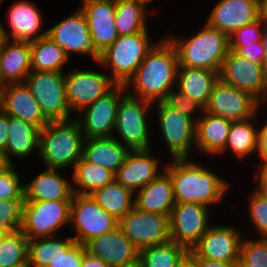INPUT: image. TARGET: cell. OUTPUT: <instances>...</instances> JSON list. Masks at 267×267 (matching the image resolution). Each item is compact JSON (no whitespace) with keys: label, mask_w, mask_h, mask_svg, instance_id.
I'll return each instance as SVG.
<instances>
[{"label":"cell","mask_w":267,"mask_h":267,"mask_svg":"<svg viewBox=\"0 0 267 267\" xmlns=\"http://www.w3.org/2000/svg\"><path fill=\"white\" fill-rule=\"evenodd\" d=\"M219 78L229 85L251 93L260 102L267 100V74L262 63L252 62L229 50Z\"/></svg>","instance_id":"obj_16"},{"label":"cell","mask_w":267,"mask_h":267,"mask_svg":"<svg viewBox=\"0 0 267 267\" xmlns=\"http://www.w3.org/2000/svg\"><path fill=\"white\" fill-rule=\"evenodd\" d=\"M257 115L246 120L232 121L230 132L227 137L226 146L219 154L227 150L233 152L240 159L257 152L258 148V128L254 124Z\"/></svg>","instance_id":"obj_36"},{"label":"cell","mask_w":267,"mask_h":267,"mask_svg":"<svg viewBox=\"0 0 267 267\" xmlns=\"http://www.w3.org/2000/svg\"><path fill=\"white\" fill-rule=\"evenodd\" d=\"M238 263L239 267H267V238L242 239Z\"/></svg>","instance_id":"obj_40"},{"label":"cell","mask_w":267,"mask_h":267,"mask_svg":"<svg viewBox=\"0 0 267 267\" xmlns=\"http://www.w3.org/2000/svg\"><path fill=\"white\" fill-rule=\"evenodd\" d=\"M8 23L11 28L9 34L0 22V38L4 40L34 42L47 36V30L39 33L42 28V16L40 11L29 1L15 2L8 10ZM11 35V36H10ZM34 36V37H33Z\"/></svg>","instance_id":"obj_22"},{"label":"cell","mask_w":267,"mask_h":267,"mask_svg":"<svg viewBox=\"0 0 267 267\" xmlns=\"http://www.w3.org/2000/svg\"><path fill=\"white\" fill-rule=\"evenodd\" d=\"M232 121L203 112L196 121L195 147L205 155L220 154L225 146Z\"/></svg>","instance_id":"obj_28"},{"label":"cell","mask_w":267,"mask_h":267,"mask_svg":"<svg viewBox=\"0 0 267 267\" xmlns=\"http://www.w3.org/2000/svg\"><path fill=\"white\" fill-rule=\"evenodd\" d=\"M189 250L169 240L166 243L139 250L141 267H178L188 256Z\"/></svg>","instance_id":"obj_38"},{"label":"cell","mask_w":267,"mask_h":267,"mask_svg":"<svg viewBox=\"0 0 267 267\" xmlns=\"http://www.w3.org/2000/svg\"><path fill=\"white\" fill-rule=\"evenodd\" d=\"M188 256L195 262L196 267H239L238 261L220 262L197 257L191 250Z\"/></svg>","instance_id":"obj_49"},{"label":"cell","mask_w":267,"mask_h":267,"mask_svg":"<svg viewBox=\"0 0 267 267\" xmlns=\"http://www.w3.org/2000/svg\"><path fill=\"white\" fill-rule=\"evenodd\" d=\"M258 154L261 158L259 168H267V122L258 129Z\"/></svg>","instance_id":"obj_48"},{"label":"cell","mask_w":267,"mask_h":267,"mask_svg":"<svg viewBox=\"0 0 267 267\" xmlns=\"http://www.w3.org/2000/svg\"><path fill=\"white\" fill-rule=\"evenodd\" d=\"M264 24L260 20L244 25L236 30L230 37V47H246L261 41Z\"/></svg>","instance_id":"obj_45"},{"label":"cell","mask_w":267,"mask_h":267,"mask_svg":"<svg viewBox=\"0 0 267 267\" xmlns=\"http://www.w3.org/2000/svg\"><path fill=\"white\" fill-rule=\"evenodd\" d=\"M90 195L99 206L118 221L134 207V193L115 180Z\"/></svg>","instance_id":"obj_32"},{"label":"cell","mask_w":267,"mask_h":267,"mask_svg":"<svg viewBox=\"0 0 267 267\" xmlns=\"http://www.w3.org/2000/svg\"><path fill=\"white\" fill-rule=\"evenodd\" d=\"M258 172L255 174V180H258V188L255 191L267 199V168H259Z\"/></svg>","instance_id":"obj_51"},{"label":"cell","mask_w":267,"mask_h":267,"mask_svg":"<svg viewBox=\"0 0 267 267\" xmlns=\"http://www.w3.org/2000/svg\"><path fill=\"white\" fill-rule=\"evenodd\" d=\"M14 164L0 163V200H24L21 184Z\"/></svg>","instance_id":"obj_41"},{"label":"cell","mask_w":267,"mask_h":267,"mask_svg":"<svg viewBox=\"0 0 267 267\" xmlns=\"http://www.w3.org/2000/svg\"><path fill=\"white\" fill-rule=\"evenodd\" d=\"M9 116L0 109V157L6 151L9 134Z\"/></svg>","instance_id":"obj_50"},{"label":"cell","mask_w":267,"mask_h":267,"mask_svg":"<svg viewBox=\"0 0 267 267\" xmlns=\"http://www.w3.org/2000/svg\"><path fill=\"white\" fill-rule=\"evenodd\" d=\"M192 37H166L175 46L179 66L221 71L230 50L229 36L207 23ZM173 37V38H172Z\"/></svg>","instance_id":"obj_4"},{"label":"cell","mask_w":267,"mask_h":267,"mask_svg":"<svg viewBox=\"0 0 267 267\" xmlns=\"http://www.w3.org/2000/svg\"><path fill=\"white\" fill-rule=\"evenodd\" d=\"M248 202L249 216L256 232L258 231L261 237L267 238V199L254 190Z\"/></svg>","instance_id":"obj_43"},{"label":"cell","mask_w":267,"mask_h":267,"mask_svg":"<svg viewBox=\"0 0 267 267\" xmlns=\"http://www.w3.org/2000/svg\"><path fill=\"white\" fill-rule=\"evenodd\" d=\"M260 103L251 93L219 79L213 87L205 112L231 121H241L254 117Z\"/></svg>","instance_id":"obj_14"},{"label":"cell","mask_w":267,"mask_h":267,"mask_svg":"<svg viewBox=\"0 0 267 267\" xmlns=\"http://www.w3.org/2000/svg\"><path fill=\"white\" fill-rule=\"evenodd\" d=\"M258 20L267 25V0H257Z\"/></svg>","instance_id":"obj_53"},{"label":"cell","mask_w":267,"mask_h":267,"mask_svg":"<svg viewBox=\"0 0 267 267\" xmlns=\"http://www.w3.org/2000/svg\"><path fill=\"white\" fill-rule=\"evenodd\" d=\"M178 267H196L195 262L187 256Z\"/></svg>","instance_id":"obj_55"},{"label":"cell","mask_w":267,"mask_h":267,"mask_svg":"<svg viewBox=\"0 0 267 267\" xmlns=\"http://www.w3.org/2000/svg\"><path fill=\"white\" fill-rule=\"evenodd\" d=\"M116 83L109 74L90 70L75 69L65 75L66 98L71 112L78 114L99 97L108 92Z\"/></svg>","instance_id":"obj_17"},{"label":"cell","mask_w":267,"mask_h":267,"mask_svg":"<svg viewBox=\"0 0 267 267\" xmlns=\"http://www.w3.org/2000/svg\"><path fill=\"white\" fill-rule=\"evenodd\" d=\"M257 19V0H220L206 23L230 37L236 30Z\"/></svg>","instance_id":"obj_24"},{"label":"cell","mask_w":267,"mask_h":267,"mask_svg":"<svg viewBox=\"0 0 267 267\" xmlns=\"http://www.w3.org/2000/svg\"><path fill=\"white\" fill-rule=\"evenodd\" d=\"M69 225L76 233L72 237L75 242L85 246L91 239L113 231L119 221L99 206L91 195L74 193Z\"/></svg>","instance_id":"obj_9"},{"label":"cell","mask_w":267,"mask_h":267,"mask_svg":"<svg viewBox=\"0 0 267 267\" xmlns=\"http://www.w3.org/2000/svg\"><path fill=\"white\" fill-rule=\"evenodd\" d=\"M59 169L46 168L24 184V201H72V184L61 177Z\"/></svg>","instance_id":"obj_26"},{"label":"cell","mask_w":267,"mask_h":267,"mask_svg":"<svg viewBox=\"0 0 267 267\" xmlns=\"http://www.w3.org/2000/svg\"><path fill=\"white\" fill-rule=\"evenodd\" d=\"M6 233L7 232L4 229L0 228V243H1V240L5 236Z\"/></svg>","instance_id":"obj_57"},{"label":"cell","mask_w":267,"mask_h":267,"mask_svg":"<svg viewBox=\"0 0 267 267\" xmlns=\"http://www.w3.org/2000/svg\"><path fill=\"white\" fill-rule=\"evenodd\" d=\"M72 171V183L79 187L78 190L73 187L76 194L90 195L115 180L114 172L86 161L83 157L76 162Z\"/></svg>","instance_id":"obj_33"},{"label":"cell","mask_w":267,"mask_h":267,"mask_svg":"<svg viewBox=\"0 0 267 267\" xmlns=\"http://www.w3.org/2000/svg\"><path fill=\"white\" fill-rule=\"evenodd\" d=\"M81 267H109L102 259L93 256L86 251L83 245V260Z\"/></svg>","instance_id":"obj_52"},{"label":"cell","mask_w":267,"mask_h":267,"mask_svg":"<svg viewBox=\"0 0 267 267\" xmlns=\"http://www.w3.org/2000/svg\"><path fill=\"white\" fill-rule=\"evenodd\" d=\"M72 201H24L21 231L28 240L58 236L70 224Z\"/></svg>","instance_id":"obj_7"},{"label":"cell","mask_w":267,"mask_h":267,"mask_svg":"<svg viewBox=\"0 0 267 267\" xmlns=\"http://www.w3.org/2000/svg\"><path fill=\"white\" fill-rule=\"evenodd\" d=\"M130 150L116 137L85 139L82 157L95 165L116 173L123 165Z\"/></svg>","instance_id":"obj_30"},{"label":"cell","mask_w":267,"mask_h":267,"mask_svg":"<svg viewBox=\"0 0 267 267\" xmlns=\"http://www.w3.org/2000/svg\"><path fill=\"white\" fill-rule=\"evenodd\" d=\"M175 89H171L163 101L196 122L198 118L195 119L192 116L195 115L194 111L198 110L202 114L205 111V107L191 97L182 94L177 88Z\"/></svg>","instance_id":"obj_44"},{"label":"cell","mask_w":267,"mask_h":267,"mask_svg":"<svg viewBox=\"0 0 267 267\" xmlns=\"http://www.w3.org/2000/svg\"><path fill=\"white\" fill-rule=\"evenodd\" d=\"M178 66L176 48L164 37L147 53L135 75L125 85L127 89L133 87L134 93H127L152 103L163 101L168 92L176 88Z\"/></svg>","instance_id":"obj_1"},{"label":"cell","mask_w":267,"mask_h":267,"mask_svg":"<svg viewBox=\"0 0 267 267\" xmlns=\"http://www.w3.org/2000/svg\"><path fill=\"white\" fill-rule=\"evenodd\" d=\"M141 1L145 2L146 4L149 2L150 4L152 0H141Z\"/></svg>","instance_id":"obj_58"},{"label":"cell","mask_w":267,"mask_h":267,"mask_svg":"<svg viewBox=\"0 0 267 267\" xmlns=\"http://www.w3.org/2000/svg\"><path fill=\"white\" fill-rule=\"evenodd\" d=\"M147 5L141 0H115V27L119 36L147 30Z\"/></svg>","instance_id":"obj_34"},{"label":"cell","mask_w":267,"mask_h":267,"mask_svg":"<svg viewBox=\"0 0 267 267\" xmlns=\"http://www.w3.org/2000/svg\"><path fill=\"white\" fill-rule=\"evenodd\" d=\"M188 158L171 159L164 171L170 176L176 203L218 204L229 184L207 167Z\"/></svg>","instance_id":"obj_2"},{"label":"cell","mask_w":267,"mask_h":267,"mask_svg":"<svg viewBox=\"0 0 267 267\" xmlns=\"http://www.w3.org/2000/svg\"><path fill=\"white\" fill-rule=\"evenodd\" d=\"M28 244L21 230L6 233L0 243V267L28 265Z\"/></svg>","instance_id":"obj_39"},{"label":"cell","mask_w":267,"mask_h":267,"mask_svg":"<svg viewBox=\"0 0 267 267\" xmlns=\"http://www.w3.org/2000/svg\"><path fill=\"white\" fill-rule=\"evenodd\" d=\"M219 79V72L216 71L178 66L176 88L205 107Z\"/></svg>","instance_id":"obj_31"},{"label":"cell","mask_w":267,"mask_h":267,"mask_svg":"<svg viewBox=\"0 0 267 267\" xmlns=\"http://www.w3.org/2000/svg\"><path fill=\"white\" fill-rule=\"evenodd\" d=\"M24 83L49 121L70 120L64 72L31 71Z\"/></svg>","instance_id":"obj_6"},{"label":"cell","mask_w":267,"mask_h":267,"mask_svg":"<svg viewBox=\"0 0 267 267\" xmlns=\"http://www.w3.org/2000/svg\"><path fill=\"white\" fill-rule=\"evenodd\" d=\"M241 233L231 226H210L191 251L213 261H239Z\"/></svg>","instance_id":"obj_18"},{"label":"cell","mask_w":267,"mask_h":267,"mask_svg":"<svg viewBox=\"0 0 267 267\" xmlns=\"http://www.w3.org/2000/svg\"><path fill=\"white\" fill-rule=\"evenodd\" d=\"M127 90L124 84H115L94 103L79 112L84 113L82 119L76 120L85 139L113 137L118 105Z\"/></svg>","instance_id":"obj_11"},{"label":"cell","mask_w":267,"mask_h":267,"mask_svg":"<svg viewBox=\"0 0 267 267\" xmlns=\"http://www.w3.org/2000/svg\"><path fill=\"white\" fill-rule=\"evenodd\" d=\"M118 226L139 250L170 240L168 216L144 212L136 207L119 221Z\"/></svg>","instance_id":"obj_13"},{"label":"cell","mask_w":267,"mask_h":267,"mask_svg":"<svg viewBox=\"0 0 267 267\" xmlns=\"http://www.w3.org/2000/svg\"><path fill=\"white\" fill-rule=\"evenodd\" d=\"M230 50L255 63H262L264 58V49L261 45V41L254 45H246V47H230Z\"/></svg>","instance_id":"obj_47"},{"label":"cell","mask_w":267,"mask_h":267,"mask_svg":"<svg viewBox=\"0 0 267 267\" xmlns=\"http://www.w3.org/2000/svg\"><path fill=\"white\" fill-rule=\"evenodd\" d=\"M153 103L133 97L126 93L120 100L115 121V130L119 137L118 140L129 150L149 149V132L147 123V112Z\"/></svg>","instance_id":"obj_8"},{"label":"cell","mask_w":267,"mask_h":267,"mask_svg":"<svg viewBox=\"0 0 267 267\" xmlns=\"http://www.w3.org/2000/svg\"><path fill=\"white\" fill-rule=\"evenodd\" d=\"M83 245L74 243L66 252L57 256L48 267H81Z\"/></svg>","instance_id":"obj_46"},{"label":"cell","mask_w":267,"mask_h":267,"mask_svg":"<svg viewBox=\"0 0 267 267\" xmlns=\"http://www.w3.org/2000/svg\"><path fill=\"white\" fill-rule=\"evenodd\" d=\"M148 29L118 38L102 54L98 64L111 68L110 78L116 84H124L135 75L147 53L154 47Z\"/></svg>","instance_id":"obj_5"},{"label":"cell","mask_w":267,"mask_h":267,"mask_svg":"<svg viewBox=\"0 0 267 267\" xmlns=\"http://www.w3.org/2000/svg\"><path fill=\"white\" fill-rule=\"evenodd\" d=\"M81 4L90 37L102 54L119 36L115 27V0H83Z\"/></svg>","instance_id":"obj_19"},{"label":"cell","mask_w":267,"mask_h":267,"mask_svg":"<svg viewBox=\"0 0 267 267\" xmlns=\"http://www.w3.org/2000/svg\"><path fill=\"white\" fill-rule=\"evenodd\" d=\"M84 140L76 118L50 121L40 130L38 155L46 168H74L82 157Z\"/></svg>","instance_id":"obj_3"},{"label":"cell","mask_w":267,"mask_h":267,"mask_svg":"<svg viewBox=\"0 0 267 267\" xmlns=\"http://www.w3.org/2000/svg\"><path fill=\"white\" fill-rule=\"evenodd\" d=\"M112 267H141L140 261H135V262H131L128 264H124V265H119V266H112Z\"/></svg>","instance_id":"obj_56"},{"label":"cell","mask_w":267,"mask_h":267,"mask_svg":"<svg viewBox=\"0 0 267 267\" xmlns=\"http://www.w3.org/2000/svg\"><path fill=\"white\" fill-rule=\"evenodd\" d=\"M19 267H30L29 265L19 266Z\"/></svg>","instance_id":"obj_59"},{"label":"cell","mask_w":267,"mask_h":267,"mask_svg":"<svg viewBox=\"0 0 267 267\" xmlns=\"http://www.w3.org/2000/svg\"><path fill=\"white\" fill-rule=\"evenodd\" d=\"M47 37L61 47L68 58L71 53H75L91 55L96 63L100 61L101 54L93 44L86 18L80 8L47 29Z\"/></svg>","instance_id":"obj_15"},{"label":"cell","mask_w":267,"mask_h":267,"mask_svg":"<svg viewBox=\"0 0 267 267\" xmlns=\"http://www.w3.org/2000/svg\"><path fill=\"white\" fill-rule=\"evenodd\" d=\"M24 200H0V228L7 233L20 230Z\"/></svg>","instance_id":"obj_42"},{"label":"cell","mask_w":267,"mask_h":267,"mask_svg":"<svg viewBox=\"0 0 267 267\" xmlns=\"http://www.w3.org/2000/svg\"><path fill=\"white\" fill-rule=\"evenodd\" d=\"M209 208L199 203H175L169 216L170 240L191 250L210 227Z\"/></svg>","instance_id":"obj_12"},{"label":"cell","mask_w":267,"mask_h":267,"mask_svg":"<svg viewBox=\"0 0 267 267\" xmlns=\"http://www.w3.org/2000/svg\"><path fill=\"white\" fill-rule=\"evenodd\" d=\"M30 72V43L0 38V85L24 83Z\"/></svg>","instance_id":"obj_25"},{"label":"cell","mask_w":267,"mask_h":267,"mask_svg":"<svg viewBox=\"0 0 267 267\" xmlns=\"http://www.w3.org/2000/svg\"><path fill=\"white\" fill-rule=\"evenodd\" d=\"M58 236L41 237L29 240L28 265L31 267H48L62 252H66L74 243L72 237L58 239Z\"/></svg>","instance_id":"obj_37"},{"label":"cell","mask_w":267,"mask_h":267,"mask_svg":"<svg viewBox=\"0 0 267 267\" xmlns=\"http://www.w3.org/2000/svg\"><path fill=\"white\" fill-rule=\"evenodd\" d=\"M151 149L130 150L115 173V181L135 193L156 179L161 173L158 159L152 155Z\"/></svg>","instance_id":"obj_23"},{"label":"cell","mask_w":267,"mask_h":267,"mask_svg":"<svg viewBox=\"0 0 267 267\" xmlns=\"http://www.w3.org/2000/svg\"><path fill=\"white\" fill-rule=\"evenodd\" d=\"M86 251L102 259L109 267L139 260V249L124 235L118 226L113 231L91 239Z\"/></svg>","instance_id":"obj_21"},{"label":"cell","mask_w":267,"mask_h":267,"mask_svg":"<svg viewBox=\"0 0 267 267\" xmlns=\"http://www.w3.org/2000/svg\"><path fill=\"white\" fill-rule=\"evenodd\" d=\"M261 45L264 49V58L262 61V65H263L265 73L267 74V25L264 26V29L262 32Z\"/></svg>","instance_id":"obj_54"},{"label":"cell","mask_w":267,"mask_h":267,"mask_svg":"<svg viewBox=\"0 0 267 267\" xmlns=\"http://www.w3.org/2000/svg\"><path fill=\"white\" fill-rule=\"evenodd\" d=\"M157 104L158 124L172 159L190 158L188 155L196 145V122L164 101ZM194 145V146H193Z\"/></svg>","instance_id":"obj_10"},{"label":"cell","mask_w":267,"mask_h":267,"mask_svg":"<svg viewBox=\"0 0 267 267\" xmlns=\"http://www.w3.org/2000/svg\"><path fill=\"white\" fill-rule=\"evenodd\" d=\"M134 195V207L137 209L168 217L176 203L172 181L165 171Z\"/></svg>","instance_id":"obj_27"},{"label":"cell","mask_w":267,"mask_h":267,"mask_svg":"<svg viewBox=\"0 0 267 267\" xmlns=\"http://www.w3.org/2000/svg\"><path fill=\"white\" fill-rule=\"evenodd\" d=\"M8 128L6 151L0 157V163L13 164L11 156L25 158L35 150L39 153L40 129L13 116H9Z\"/></svg>","instance_id":"obj_29"},{"label":"cell","mask_w":267,"mask_h":267,"mask_svg":"<svg viewBox=\"0 0 267 267\" xmlns=\"http://www.w3.org/2000/svg\"><path fill=\"white\" fill-rule=\"evenodd\" d=\"M0 109L40 130L50 122L25 83L0 86Z\"/></svg>","instance_id":"obj_20"},{"label":"cell","mask_w":267,"mask_h":267,"mask_svg":"<svg viewBox=\"0 0 267 267\" xmlns=\"http://www.w3.org/2000/svg\"><path fill=\"white\" fill-rule=\"evenodd\" d=\"M31 71L63 72L69 61L64 50L50 38L31 42Z\"/></svg>","instance_id":"obj_35"}]
</instances>
